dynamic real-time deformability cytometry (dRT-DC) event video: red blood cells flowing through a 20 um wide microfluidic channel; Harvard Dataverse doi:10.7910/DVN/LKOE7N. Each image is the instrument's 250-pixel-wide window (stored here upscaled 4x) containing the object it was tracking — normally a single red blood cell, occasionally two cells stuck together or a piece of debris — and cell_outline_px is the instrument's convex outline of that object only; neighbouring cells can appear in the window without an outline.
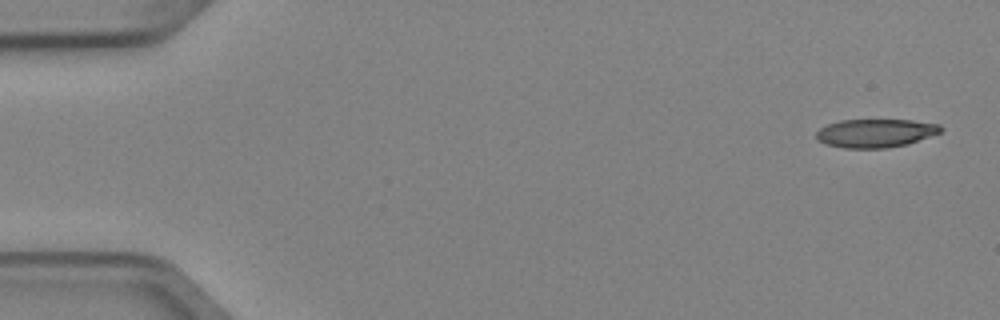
{"species": "Egyptian fruit bat (a non-hibernating species)", "species_latin": "Rousettus aegyptiacus", "temperature_condition": "cold", "stored_images_in_passage": 6, "camera_frame_rate_fps": 3000, "um_per_image_px": 0.085, "animal": {"sex": "female"}, "frame": {"image": 1, "passage_image": 1, "time_ms": 0.0, "image_size_px": [1000, 320], "cell_outline_px": [[944, 128], [940, 132], [908, 144], [884, 148], [844, 148], [824, 144], [816, 136], [816, 132], [820, 128], [828, 124], [840, 120], [912, 120], [940, 124]], "centroid_in_image_um": [74.42, 11.31], "position_along_channel_um": 10.6, "area_um2": 20.58}}
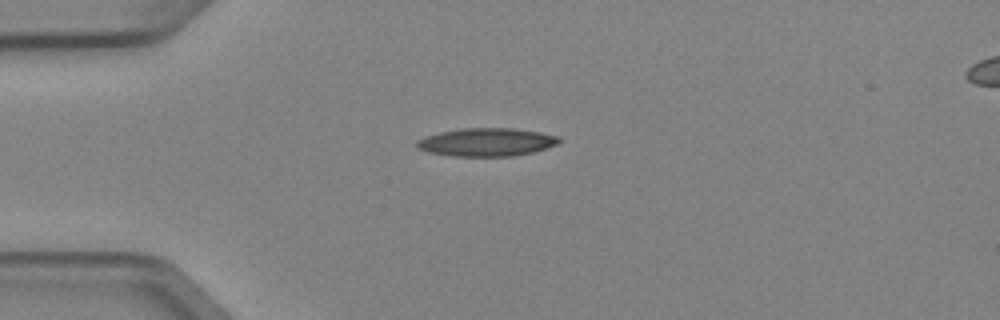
{"frame": {"image": 2, "passage_image": 4, "time_ms": 1.0, "image_size_px": [1000, 320], "cell_outline_px": [[560, 140], [556, 144], [532, 152], [512, 156], [452, 156], [428, 152], [416, 148], [416, 140], [440, 132], [460, 128], [512, 128], [540, 132], [560, 136]], "centroid_in_image_um": [41.33, 12.08], "position_along_channel_um": 43.7, "area_um2": 23.24}}
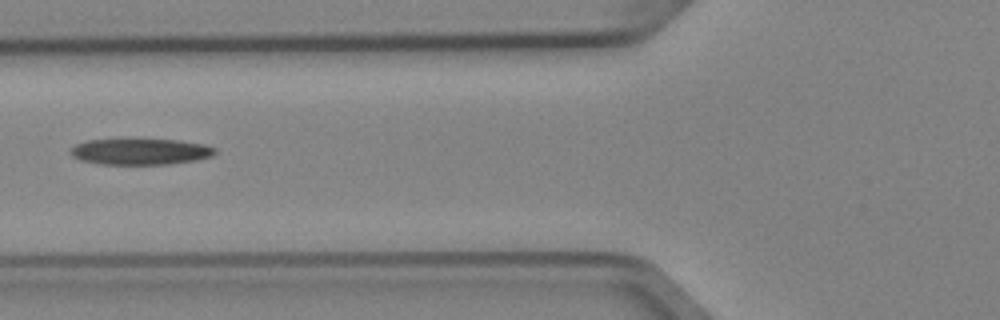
{"frame": {"image": 3, "passage_image": 6, "time_ms": 1.667, "image_size_px": [1000, 320], "cell_outline_px": [[216, 152], [212, 156], [196, 160], [168, 164], [100, 164], [80, 160], [72, 156], [72, 148], [76, 144], [88, 140], [176, 140], [204, 144], [216, 148]], "centroid_in_image_um": [11.96, 12.9], "position_along_channel_um": 113.8, "area_um2": 21.68}}